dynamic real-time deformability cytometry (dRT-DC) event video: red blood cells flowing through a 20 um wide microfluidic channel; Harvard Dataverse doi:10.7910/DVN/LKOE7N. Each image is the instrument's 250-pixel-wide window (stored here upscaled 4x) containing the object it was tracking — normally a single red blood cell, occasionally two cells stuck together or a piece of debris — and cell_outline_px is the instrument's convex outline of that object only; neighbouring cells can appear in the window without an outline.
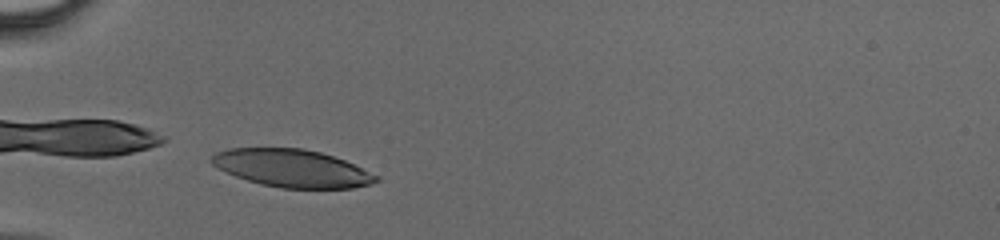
{"species": "human", "species_latin": "Homo sapiens", "temperature_condition": "cold", "stored_images_in_passage": 28, "camera_frame_rate_fps": 3000, "um_per_image_px": 0.085, "donor": {"sex": "male"}, "frame": {"image": 1, "passage_image": 1, "time_ms": 0.0, "image_size_px": [1000, 240], "cell_outline_px": [[380, 180], [372, 184], [352, 188], [280, 188], [260, 184], [236, 176], [212, 164], [208, 160], [216, 152], [228, 148], [304, 148], [320, 152], [344, 160], [380, 176]], "centroid_in_image_um": [24.84, 14.3], "position_along_channel_um": 60.2, "area_um2": 36.07}}
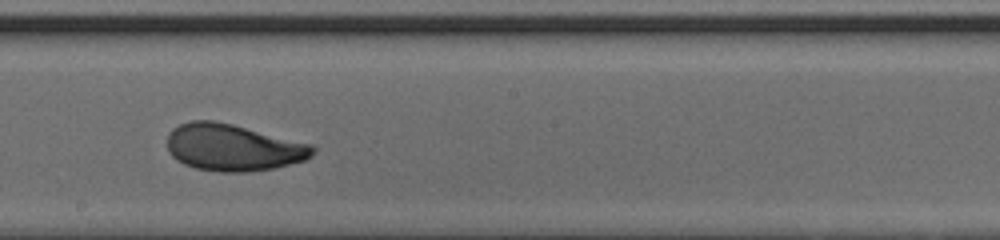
{"frame": {"image": 2, "passage_image": 13, "time_ms": 4.0, "image_size_px": [1000, 240], "cell_outline_px": [[316, 148], [312, 156], [304, 160], [276, 168], [248, 172], [220, 172], [196, 168], [184, 164], [176, 160], [168, 152], [168, 132], [172, 128], [180, 124], [192, 120], [212, 120], [232, 124], [312, 144]], "centroid_in_image_um": [19.8, 12.54], "position_along_channel_um": 228.4, "area_um2": 39.88}}
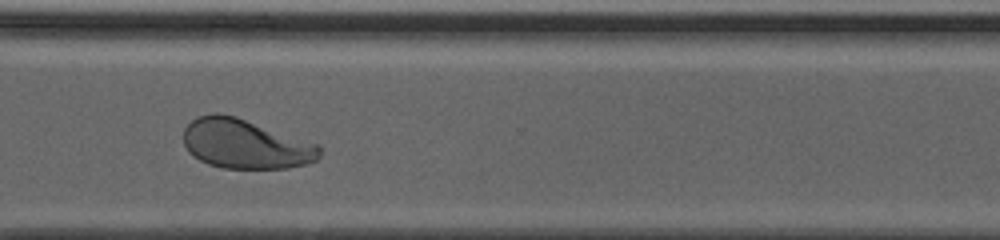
{"frame": {"image": 3, "passage_image": 21, "time_ms": 6.667, "image_size_px": [1000, 240], "cell_outline_px": [[320, 156], [316, 160], [304, 164], [288, 168], [220, 168], [208, 164], [200, 160], [188, 152], [184, 144], [184, 128], [192, 120], [200, 116], [212, 112], [220, 112], [236, 116], [320, 144]], "centroid_in_image_um": [20.85, 12.22], "position_along_channel_um": 349.7, "area_um2": 39.48}}